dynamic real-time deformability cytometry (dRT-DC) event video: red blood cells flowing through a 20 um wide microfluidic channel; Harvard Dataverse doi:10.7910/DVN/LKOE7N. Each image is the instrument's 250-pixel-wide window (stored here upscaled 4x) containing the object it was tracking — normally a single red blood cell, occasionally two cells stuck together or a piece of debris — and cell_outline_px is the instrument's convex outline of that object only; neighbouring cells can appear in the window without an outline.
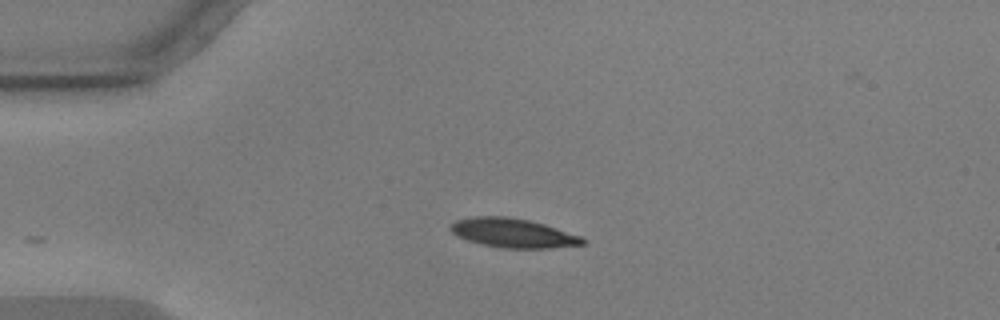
{"species": "common noctule bat (a hibernating species)", "species_latin": "Nyctalus noctula", "temperature_condition": "warm", "stored_images_in_passage": 23, "camera_frame_rate_fps": 3000, "um_per_image_px": 0.085, "animal": {"sex": "male", "body_mass_g": 17.9, "forearm_length_mm": 54.2}, "frame": {"image": 1, "passage_image": 1, "time_ms": 0.0, "image_size_px": [1000, 320], "cell_outline_px": [[588, 244], [548, 248], [500, 248], [480, 244], [468, 240], [452, 232], [448, 228], [456, 220], [476, 216], [508, 216], [528, 220], [544, 224], [580, 236], [588, 240]], "centroid_in_image_um": [43.63, 19.81], "position_along_channel_um": 41.4, "area_um2": 22.43}}
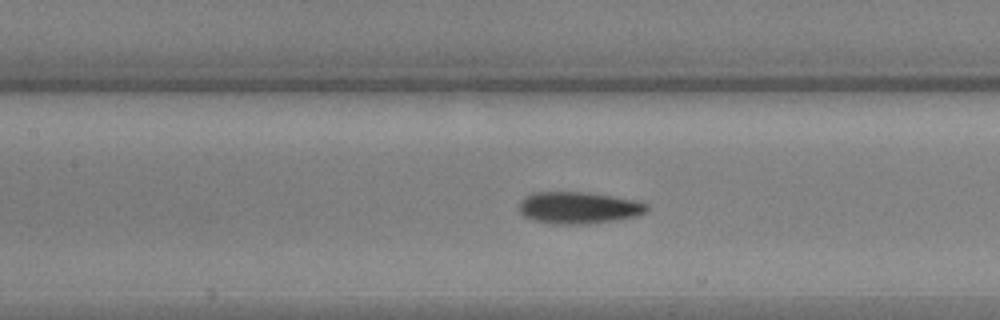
{"frame": {"image": 2, "passage_image": 13, "time_ms": 4.0, "image_size_px": [1000, 320], "cell_outline_px": [[648, 208], [644, 212], [636, 216], [616, 220], [584, 224], [552, 224], [532, 220], [524, 216], [520, 212], [520, 200], [524, 196], [532, 192], [584, 192], [612, 196], [632, 200], [648, 204]], "centroid_in_image_um": [49.12, 17.66], "position_along_channel_um": 158.3, "area_um2": 23.64}}
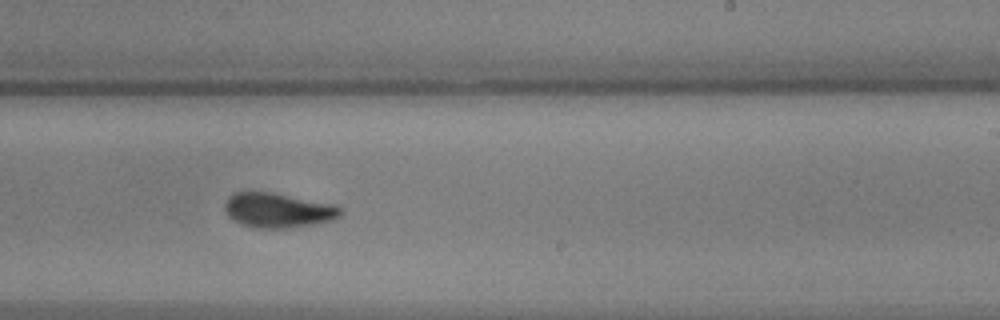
{"frame": {"image": 3, "passage_image": 22, "time_ms": 7.0, "image_size_px": [1000, 320], "cell_outline_px": [[340, 216], [332, 220], [312, 224], [288, 228], [256, 228], [240, 224], [228, 216], [224, 208], [224, 204], [228, 196], [232, 192], [268, 192], [336, 204], [340, 208]], "centroid_in_image_um": [23.59, 17.87], "position_along_channel_um": 265.4, "area_um2": 23.35}}